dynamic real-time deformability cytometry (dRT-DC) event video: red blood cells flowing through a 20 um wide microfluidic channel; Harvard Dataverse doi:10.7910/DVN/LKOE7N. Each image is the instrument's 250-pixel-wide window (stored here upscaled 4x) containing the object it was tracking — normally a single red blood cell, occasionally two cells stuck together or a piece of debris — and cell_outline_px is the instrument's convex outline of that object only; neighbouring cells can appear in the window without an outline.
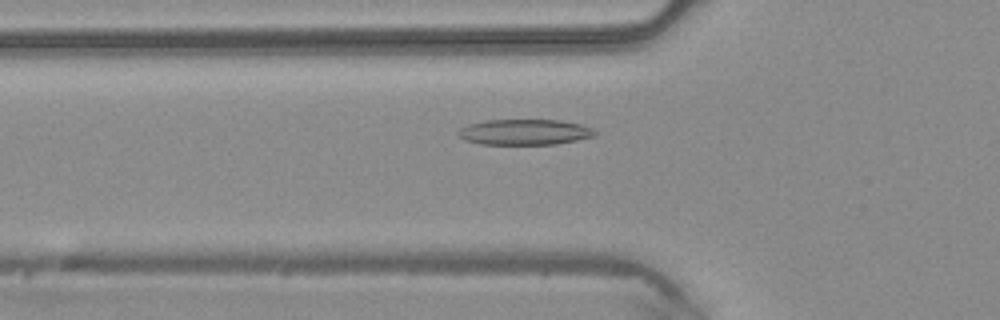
{"species": "common noctule bat (a hibernating species)", "species_latin": "Nyctalus noctula", "temperature_condition": "warm", "stored_images_in_passage": 47, "camera_frame_rate_fps": 3000, "um_per_image_px": 0.085, "animal": {"sex": "male", "body_mass_g": 20.4}, "frame": {"image": 1, "passage_image": 16, "time_ms": 5.0, "image_size_px": [1000, 320], "cell_outline_px": [[596, 136], [556, 144], [480, 144], [464, 140], [456, 132], [460, 128], [468, 124], [484, 120], [560, 120], [580, 124], [592, 128], [596, 132]], "centroid_in_image_um": [44.57, 11.22], "position_along_channel_um": 81.2, "area_um2": 20.46}}
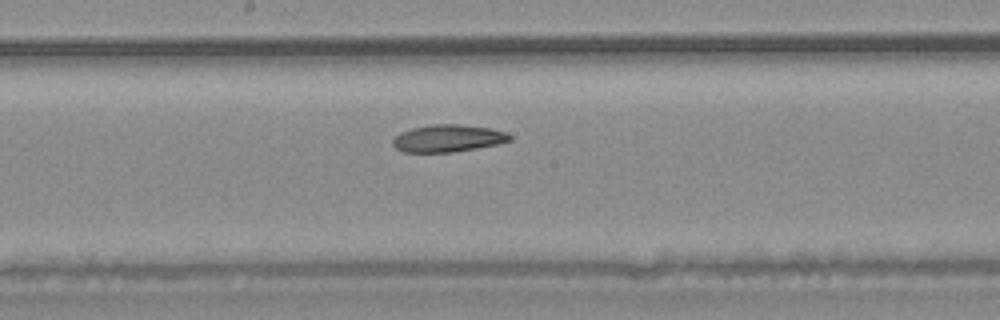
{"frame": {"image": 2, "passage_image": 25, "time_ms": 8.0, "image_size_px": [1000, 320], "cell_outline_px": [[512, 140], [496, 144], [476, 148], [452, 152], [404, 152], [396, 148], [392, 144], [392, 140], [400, 132], [412, 128], [432, 124], [460, 124], [488, 128], [504, 132], [512, 136]], "centroid_in_image_um": [38.04, 11.75], "position_along_channel_um": 210.2, "area_um2": 18.44}}
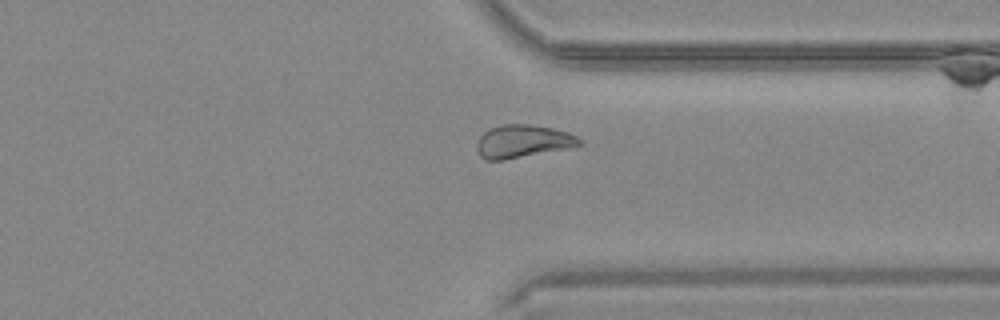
{"frame": {"image": 3, "passage_image": 36, "time_ms": 11.667, "image_size_px": [1000, 320], "cell_outline_px": [[584, 144], [572, 148], [504, 160], [484, 160], [480, 156], [476, 148], [476, 144], [480, 136], [484, 132], [492, 128], [504, 124], [532, 124], [552, 128], [568, 132], [576, 136]], "centroid_in_image_um": [44.46, 12.02], "position_along_channel_um": 366.9, "area_um2": 19.88}}